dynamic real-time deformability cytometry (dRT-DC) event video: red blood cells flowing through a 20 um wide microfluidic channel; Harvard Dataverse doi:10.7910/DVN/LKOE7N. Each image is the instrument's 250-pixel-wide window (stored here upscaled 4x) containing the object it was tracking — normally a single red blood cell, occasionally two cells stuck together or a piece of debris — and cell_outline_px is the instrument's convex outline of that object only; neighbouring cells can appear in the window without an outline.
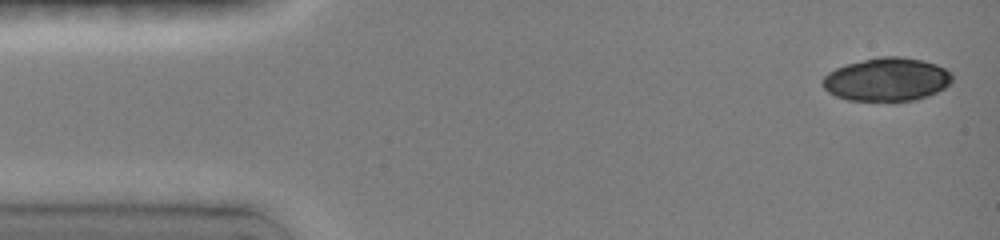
{"species": "common noctule bat (a hibernating species)", "species_latin": "Nyctalus noctula", "temperature_condition": "room temperature", "stored_images_in_passage": 5, "segment_of_instrument_passage": [1, 2], "camera_frame_rate_fps": 3000, "um_per_image_px": 0.085, "animal": {"sex": "female", "body_mass_g": 19.0, "forearm_length_mm": 51.5}, "frame": {"image": 1, "passage_image": 1, "time_ms": 0.0, "image_size_px": [1000, 240], "cell_outline_px": [[952, 80], [944, 88], [928, 96], [916, 100], [848, 100], [836, 96], [828, 92], [820, 84], [820, 80], [828, 72], [836, 68], [848, 64], [880, 56], [900, 56], [924, 60], [936, 64], [952, 72]], "centroid_in_image_um": [75.37, 6.74], "position_along_channel_um": 9.6, "area_um2": 32.71}}